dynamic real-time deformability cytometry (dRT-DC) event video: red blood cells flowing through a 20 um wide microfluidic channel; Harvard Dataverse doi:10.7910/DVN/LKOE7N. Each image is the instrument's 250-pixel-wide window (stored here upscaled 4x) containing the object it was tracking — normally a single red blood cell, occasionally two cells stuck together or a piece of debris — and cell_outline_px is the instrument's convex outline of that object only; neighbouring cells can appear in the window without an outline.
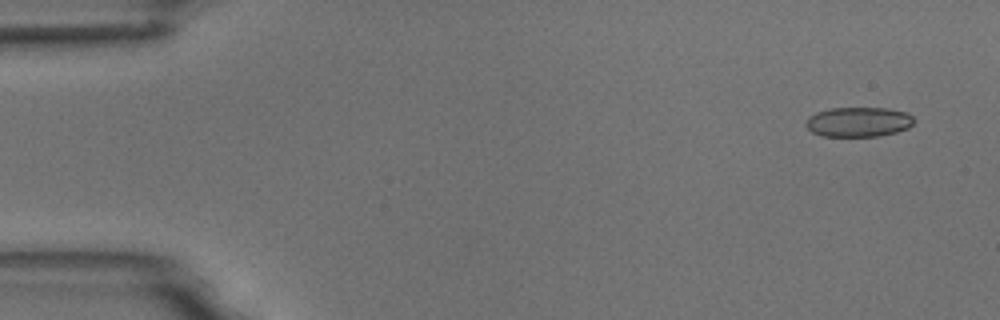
{"species": "common noctule bat (a hibernating species)", "species_latin": "Nyctalus noctula", "temperature_condition": "room temperature", "stored_images_in_passage": 5, "segment_of_instrument_passage": [1, 2], "camera_frame_rate_fps": 3000, "um_per_image_px": 0.085, "animal": {"sex": "male", "body_mass_g": 18.8}, "frame": {"image": 1, "passage_image": 1, "time_ms": 0.0, "image_size_px": [1000, 320], "cell_outline_px": [[912, 124], [908, 128], [896, 132], [876, 136], [820, 136], [812, 132], [804, 124], [808, 116], [816, 112], [832, 108], [888, 108], [904, 112], [912, 116]], "centroid_in_image_um": [72.92, 10.36], "position_along_channel_um": 12.1, "area_um2": 18.67}}